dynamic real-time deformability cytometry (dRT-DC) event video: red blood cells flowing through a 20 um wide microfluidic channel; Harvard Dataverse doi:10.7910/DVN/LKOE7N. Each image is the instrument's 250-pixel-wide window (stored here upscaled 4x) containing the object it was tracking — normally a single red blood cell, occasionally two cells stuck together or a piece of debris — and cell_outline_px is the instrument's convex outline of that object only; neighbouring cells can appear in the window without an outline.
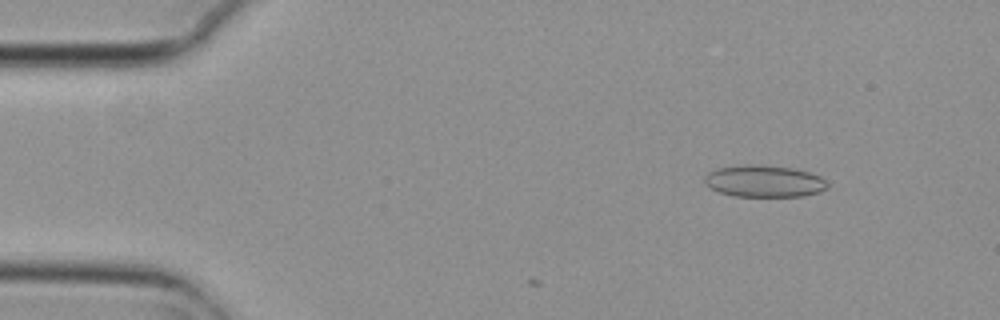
{"species": "common noctule bat (a hibernating species)", "species_latin": "Nyctalus noctula", "temperature_condition": "cold", "stored_images_in_passage": 3, "camera_frame_rate_fps": 3000, "um_per_image_px": 0.085, "animal": {"sex": "female", "body_mass_g": 29.2, "forearm_length_mm": 56.3}, "frame": {"image": 1, "passage_image": 1, "time_ms": 0.0, "image_size_px": [1000, 320], "cell_outline_px": [[828, 188], [820, 192], [804, 196], [736, 196], [720, 192], [712, 188], [704, 180], [704, 176], [708, 172], [716, 168], [744, 164], [764, 164], [792, 168], [808, 172], [820, 176], [828, 184]], "centroid_in_image_um": [64.97, 15.38], "position_along_channel_um": 20.0, "area_um2": 22.89}}